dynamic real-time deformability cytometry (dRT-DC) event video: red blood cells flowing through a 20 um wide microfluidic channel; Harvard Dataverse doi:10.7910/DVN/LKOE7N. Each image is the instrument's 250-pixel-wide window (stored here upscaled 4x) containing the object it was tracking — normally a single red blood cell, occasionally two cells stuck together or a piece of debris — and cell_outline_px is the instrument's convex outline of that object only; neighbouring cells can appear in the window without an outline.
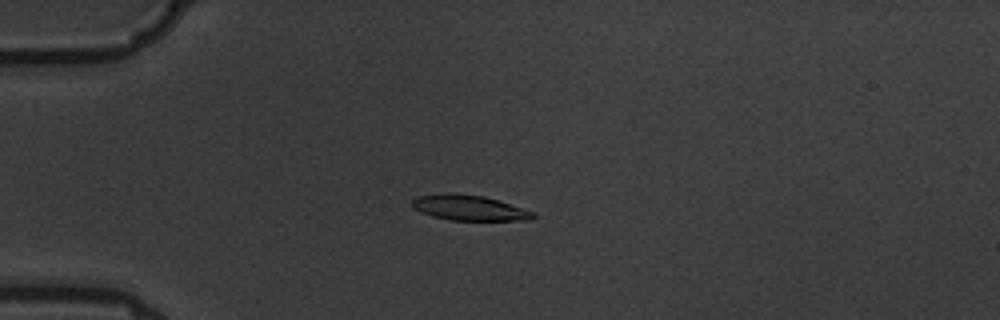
{"species": "common noctule bat (a hibernating species)", "species_latin": "Nyctalus noctula", "temperature_condition": "warm", "stored_images_in_passage": 8, "camera_frame_rate_fps": 3000, "um_per_image_px": 0.085, "animal": {"sex": "male", "body_mass_g": 19.5, "forearm_length_mm": 54.6}, "frame": {"image": 1, "passage_image": 5, "time_ms": 4.667, "image_size_px": [1000, 320], "cell_outline_px": [[536, 216], [532, 220], [448, 220], [432, 216], [420, 212], [412, 208], [412, 200], [416, 196], [448, 192], [484, 196], [500, 200], [536, 212]], "centroid_in_image_um": [39.89, 17.66], "position_along_channel_um": 45.1, "area_um2": 18.21}}
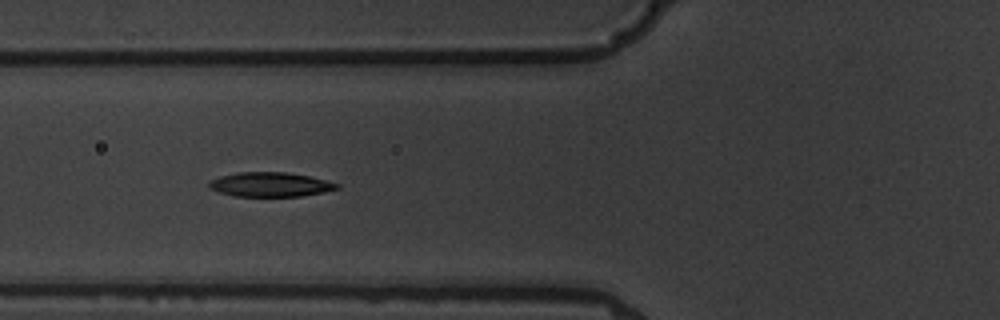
{"frame": {"image": 2, "passage_image": 7, "time_ms": 7.0, "image_size_px": [1000, 320], "cell_outline_px": [[340, 188], [324, 192], [300, 196], [232, 196], [208, 188], [208, 184], [212, 180], [220, 176], [236, 172], [284, 172], [308, 176], [340, 184]], "centroid_in_image_um": [22.95, 15.68], "position_along_channel_um": 102.8, "area_um2": 18.09}}
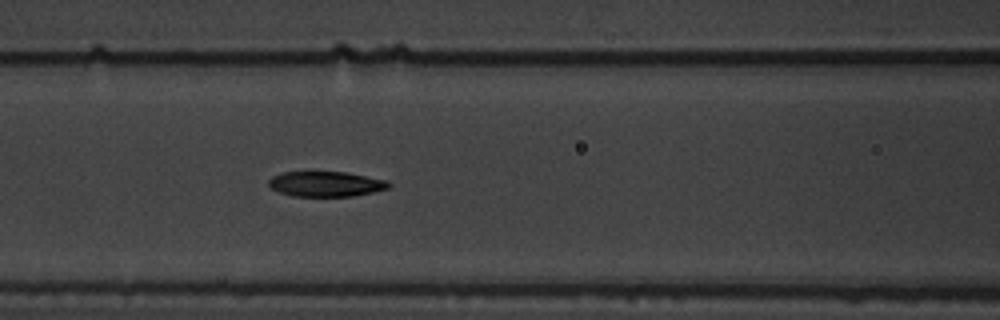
{"frame": {"image": 3, "passage_image": 8, "time_ms": 8.0, "image_size_px": [1000, 320], "cell_outline_px": [[392, 184], [388, 188], [372, 192], [352, 196], [292, 196], [280, 192], [272, 188], [268, 184], [268, 180], [272, 176], [280, 172], [312, 168], [348, 172], [388, 180]], "centroid_in_image_um": [27.65, 15.57], "position_along_channel_um": 138.9, "area_um2": 18.67}}